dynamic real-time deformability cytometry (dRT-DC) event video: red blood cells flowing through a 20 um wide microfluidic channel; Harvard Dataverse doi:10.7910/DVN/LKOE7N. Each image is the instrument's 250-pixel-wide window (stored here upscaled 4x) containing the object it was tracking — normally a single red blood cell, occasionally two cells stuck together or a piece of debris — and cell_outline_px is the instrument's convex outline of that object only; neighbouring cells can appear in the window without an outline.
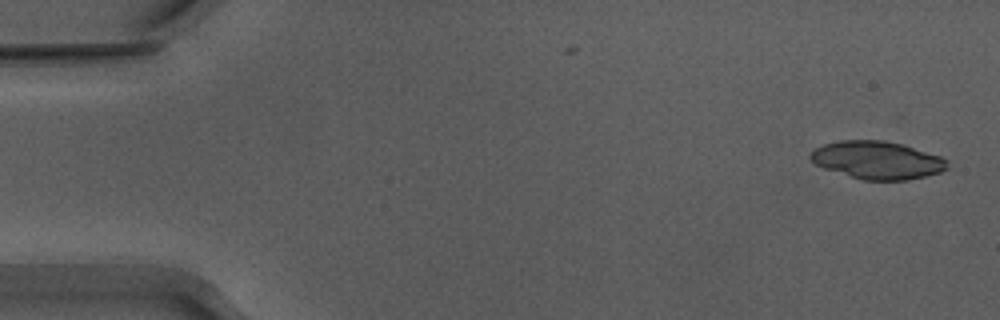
{"species": "Egyptian fruit bat (a non-hibernating species)", "species_latin": "Rousettus aegyptiacus", "temperature_condition": "warm", "stored_images_in_passage": 52, "camera_frame_rate_fps": 3000, "um_per_image_px": 0.085, "animal": {"sex": "male"}, "frame": {"image": 1, "passage_image": 1, "time_ms": 0.0, "image_size_px": [1000, 320], "cell_outline_px": [[948, 168], [940, 172], [908, 180], [864, 180], [824, 168], [816, 164], [808, 156], [816, 148], [824, 144], [840, 140], [884, 140], [904, 144], [940, 156], [948, 160]], "centroid_in_image_um": [74.6, 13.6], "position_along_channel_um": 10.4, "area_um2": 30.06}}
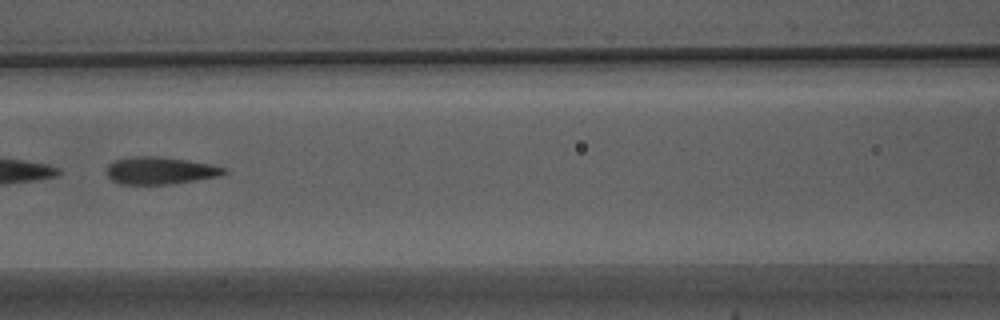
{"frame": {"image": 2, "passage_image": 23, "time_ms": 7.333, "image_size_px": [1000, 320], "cell_outline_px": [[228, 172], [220, 176], [172, 184], [120, 184], [112, 180], [104, 172], [104, 168], [112, 160], [128, 156], [160, 156], [212, 164], [224, 168]], "centroid_in_image_um": [13.54, 14.49], "position_along_channel_um": 153.1, "area_um2": 19.07}}
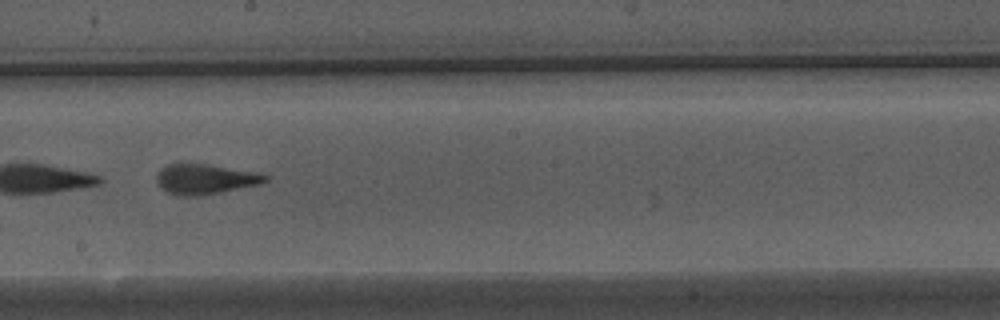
{"frame": {"image": 3, "passage_image": 29, "time_ms": 9.333, "image_size_px": [1000, 320], "cell_outline_px": [[268, 180], [260, 184], [200, 196], [180, 196], [168, 192], [156, 180], [156, 176], [160, 168], [168, 164], [204, 164], [248, 172], [268, 176]], "centroid_in_image_um": [17.37, 15.24], "position_along_channel_um": 230.8, "area_um2": 18.38}, "authors_computed_cell_mechanics": {"area_um2": 20.808, "velocity_mm_per_s": 3.9034, "shape_relaxation_time_tau1_ms": 4.5689, "shape_relaxation_time_tau2_ms": 1.5397, "deformation_change_tau1": 0.1965, "deformation_change_tau2": 0.1127}}